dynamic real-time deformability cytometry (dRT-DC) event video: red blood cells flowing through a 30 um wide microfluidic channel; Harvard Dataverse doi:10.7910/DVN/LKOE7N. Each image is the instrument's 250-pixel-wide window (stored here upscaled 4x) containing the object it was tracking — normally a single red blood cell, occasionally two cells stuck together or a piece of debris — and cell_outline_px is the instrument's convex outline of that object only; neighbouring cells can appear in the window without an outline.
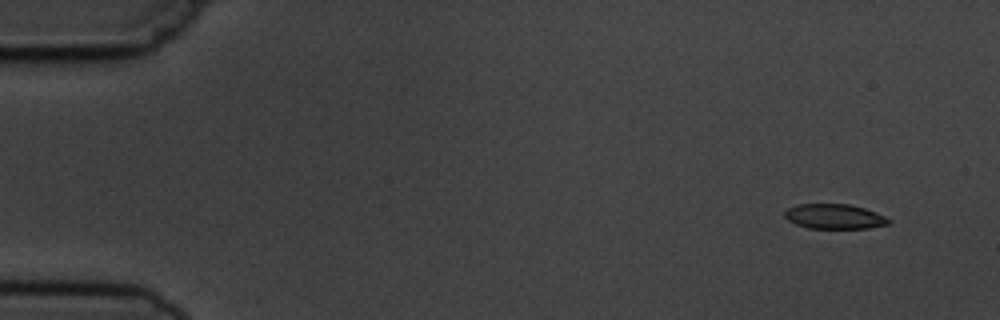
{"species": "common noctule bat (a hibernating species)", "species_latin": "Nyctalus noctula", "temperature_condition": "cold", "stored_images_in_passage": 10, "camera_frame_rate_fps": 3000, "um_per_image_px": 0.085, "animal": {"sex": "male", "body_mass_g": 19.5, "forearm_length_mm": 54.6}, "frame": {"image": 1, "passage_image": 1, "time_ms": 0.0, "image_size_px": [1000, 320], "cell_outline_px": [[892, 220], [888, 224], [868, 228], [808, 228], [796, 224], [788, 220], [784, 216], [784, 212], [788, 208], [796, 204], [848, 204], [864, 208], [876, 212]], "centroid_in_image_um": [70.91, 18.4], "position_along_channel_um": 14.1, "area_um2": 15.03}}
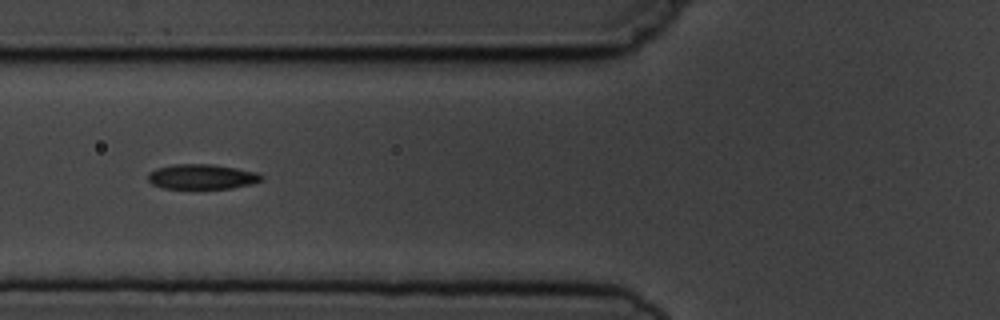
{"frame": {"image": 2, "passage_image": 6, "time_ms": 5.667, "image_size_px": [1000, 320], "cell_outline_px": [[264, 180], [252, 184], [232, 188], [164, 188], [152, 184], [148, 180], [148, 172], [156, 168], [176, 164], [212, 164], [236, 168], [256, 172], [264, 176]], "centroid_in_image_um": [17.18, 15.01], "position_along_channel_um": 108.6, "area_um2": 16.53}}
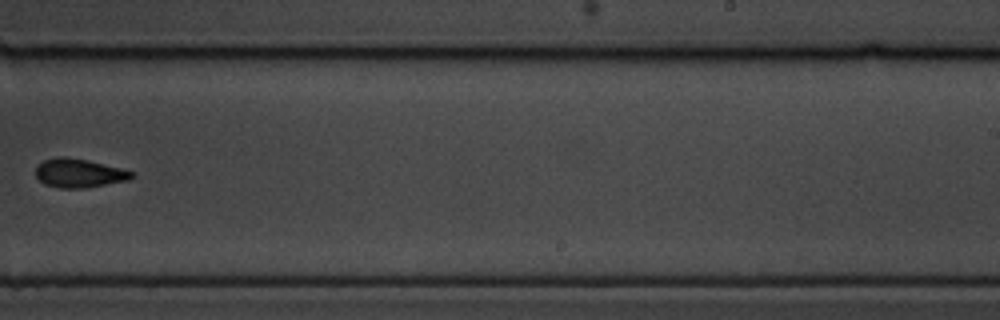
{"frame": {"image": 3, "passage_image": 10, "time_ms": 10.333, "image_size_px": [1000, 320], "cell_outline_px": [[136, 176], [128, 180], [84, 188], [60, 188], [44, 184], [36, 176], [36, 168], [44, 160], [56, 156], [64, 156], [88, 160], [124, 168], [132, 172]], "centroid_in_image_um": [6.74, 14.7], "position_along_channel_um": 282.3, "area_um2": 16.18}}